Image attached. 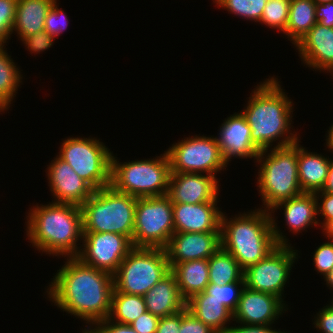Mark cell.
Segmentation results:
<instances>
[{
	"label": "cell",
	"instance_id": "6da1fadb",
	"mask_svg": "<svg viewBox=\"0 0 333 333\" xmlns=\"http://www.w3.org/2000/svg\"><path fill=\"white\" fill-rule=\"evenodd\" d=\"M65 260L46 289L50 301L90 326L107 319L114 290L113 275L84 264L77 257Z\"/></svg>",
	"mask_w": 333,
	"mask_h": 333
},
{
	"label": "cell",
	"instance_id": "7a4b0ae2",
	"mask_svg": "<svg viewBox=\"0 0 333 333\" xmlns=\"http://www.w3.org/2000/svg\"><path fill=\"white\" fill-rule=\"evenodd\" d=\"M279 83L275 76H269L254 86L246 107L241 110L251 128L252 142L260 151L300 141L298 132L291 130L294 104Z\"/></svg>",
	"mask_w": 333,
	"mask_h": 333
},
{
	"label": "cell",
	"instance_id": "3957f363",
	"mask_svg": "<svg viewBox=\"0 0 333 333\" xmlns=\"http://www.w3.org/2000/svg\"><path fill=\"white\" fill-rule=\"evenodd\" d=\"M226 215L222 212L221 247L236 259L243 270L262 260L278 245L290 244L278 229L275 215H270L268 210L244 211L233 218Z\"/></svg>",
	"mask_w": 333,
	"mask_h": 333
},
{
	"label": "cell",
	"instance_id": "277c9868",
	"mask_svg": "<svg viewBox=\"0 0 333 333\" xmlns=\"http://www.w3.org/2000/svg\"><path fill=\"white\" fill-rule=\"evenodd\" d=\"M32 207L25 222L32 247L49 256L77 257L83 239L81 207L55 202Z\"/></svg>",
	"mask_w": 333,
	"mask_h": 333
},
{
	"label": "cell",
	"instance_id": "5b68a950",
	"mask_svg": "<svg viewBox=\"0 0 333 333\" xmlns=\"http://www.w3.org/2000/svg\"><path fill=\"white\" fill-rule=\"evenodd\" d=\"M298 142L284 147H273L260 151L256 163L257 186L263 203L262 208L270 211L277 203L303 193L298 177Z\"/></svg>",
	"mask_w": 333,
	"mask_h": 333
},
{
	"label": "cell",
	"instance_id": "8992f818",
	"mask_svg": "<svg viewBox=\"0 0 333 333\" xmlns=\"http://www.w3.org/2000/svg\"><path fill=\"white\" fill-rule=\"evenodd\" d=\"M136 201L111 185L95 190L81 206L83 232L122 234L132 241Z\"/></svg>",
	"mask_w": 333,
	"mask_h": 333
},
{
	"label": "cell",
	"instance_id": "52a82bcc",
	"mask_svg": "<svg viewBox=\"0 0 333 333\" xmlns=\"http://www.w3.org/2000/svg\"><path fill=\"white\" fill-rule=\"evenodd\" d=\"M171 167L166 151L155 159L120 162L111 155L110 185L117 191L144 198L168 193Z\"/></svg>",
	"mask_w": 333,
	"mask_h": 333
},
{
	"label": "cell",
	"instance_id": "ba28073f",
	"mask_svg": "<svg viewBox=\"0 0 333 333\" xmlns=\"http://www.w3.org/2000/svg\"><path fill=\"white\" fill-rule=\"evenodd\" d=\"M169 272L165 249L134 247L113 275L114 290L144 296Z\"/></svg>",
	"mask_w": 333,
	"mask_h": 333
},
{
	"label": "cell",
	"instance_id": "9c48e42d",
	"mask_svg": "<svg viewBox=\"0 0 333 333\" xmlns=\"http://www.w3.org/2000/svg\"><path fill=\"white\" fill-rule=\"evenodd\" d=\"M58 156L95 190L110 185V149L96 137H68L61 143Z\"/></svg>",
	"mask_w": 333,
	"mask_h": 333
},
{
	"label": "cell",
	"instance_id": "30bf717a",
	"mask_svg": "<svg viewBox=\"0 0 333 333\" xmlns=\"http://www.w3.org/2000/svg\"><path fill=\"white\" fill-rule=\"evenodd\" d=\"M173 233V203L167 194L137 198L133 247L164 249Z\"/></svg>",
	"mask_w": 333,
	"mask_h": 333
},
{
	"label": "cell",
	"instance_id": "8fae6325",
	"mask_svg": "<svg viewBox=\"0 0 333 333\" xmlns=\"http://www.w3.org/2000/svg\"><path fill=\"white\" fill-rule=\"evenodd\" d=\"M171 173H206L216 177L226 169L216 136L191 135L166 150Z\"/></svg>",
	"mask_w": 333,
	"mask_h": 333
},
{
	"label": "cell",
	"instance_id": "7c38bea8",
	"mask_svg": "<svg viewBox=\"0 0 333 333\" xmlns=\"http://www.w3.org/2000/svg\"><path fill=\"white\" fill-rule=\"evenodd\" d=\"M290 245H278L262 260L244 270V285L251 290L273 294L284 301V287L300 257ZM283 295V296H282Z\"/></svg>",
	"mask_w": 333,
	"mask_h": 333
},
{
	"label": "cell",
	"instance_id": "4fadbf2b",
	"mask_svg": "<svg viewBox=\"0 0 333 333\" xmlns=\"http://www.w3.org/2000/svg\"><path fill=\"white\" fill-rule=\"evenodd\" d=\"M133 248L132 241L122 234L83 232L77 258L84 264L114 275Z\"/></svg>",
	"mask_w": 333,
	"mask_h": 333
},
{
	"label": "cell",
	"instance_id": "5bb4252c",
	"mask_svg": "<svg viewBox=\"0 0 333 333\" xmlns=\"http://www.w3.org/2000/svg\"><path fill=\"white\" fill-rule=\"evenodd\" d=\"M287 305L273 294L244 286L237 308L233 312V321L243 325L273 326L279 316L289 309Z\"/></svg>",
	"mask_w": 333,
	"mask_h": 333
},
{
	"label": "cell",
	"instance_id": "9a60e30c",
	"mask_svg": "<svg viewBox=\"0 0 333 333\" xmlns=\"http://www.w3.org/2000/svg\"><path fill=\"white\" fill-rule=\"evenodd\" d=\"M47 165L48 183L55 203L73 204L82 206L95 189L79 177L72 167L58 155Z\"/></svg>",
	"mask_w": 333,
	"mask_h": 333
},
{
	"label": "cell",
	"instance_id": "2e32d148",
	"mask_svg": "<svg viewBox=\"0 0 333 333\" xmlns=\"http://www.w3.org/2000/svg\"><path fill=\"white\" fill-rule=\"evenodd\" d=\"M221 247V232H174L164 248L170 269L177 263L209 259Z\"/></svg>",
	"mask_w": 333,
	"mask_h": 333
},
{
	"label": "cell",
	"instance_id": "e0dca14e",
	"mask_svg": "<svg viewBox=\"0 0 333 333\" xmlns=\"http://www.w3.org/2000/svg\"><path fill=\"white\" fill-rule=\"evenodd\" d=\"M218 178L202 173H171L168 193L173 204L219 202Z\"/></svg>",
	"mask_w": 333,
	"mask_h": 333
},
{
	"label": "cell",
	"instance_id": "ac0fdd59",
	"mask_svg": "<svg viewBox=\"0 0 333 333\" xmlns=\"http://www.w3.org/2000/svg\"><path fill=\"white\" fill-rule=\"evenodd\" d=\"M217 135L216 139L227 165L232 157L257 159L260 150L252 142L251 128L241 111L223 120Z\"/></svg>",
	"mask_w": 333,
	"mask_h": 333
},
{
	"label": "cell",
	"instance_id": "d6986e66",
	"mask_svg": "<svg viewBox=\"0 0 333 333\" xmlns=\"http://www.w3.org/2000/svg\"><path fill=\"white\" fill-rule=\"evenodd\" d=\"M295 48L307 67L333 74V28L317 22Z\"/></svg>",
	"mask_w": 333,
	"mask_h": 333
},
{
	"label": "cell",
	"instance_id": "ffe728a7",
	"mask_svg": "<svg viewBox=\"0 0 333 333\" xmlns=\"http://www.w3.org/2000/svg\"><path fill=\"white\" fill-rule=\"evenodd\" d=\"M217 204H173L174 232H221L222 211Z\"/></svg>",
	"mask_w": 333,
	"mask_h": 333
},
{
	"label": "cell",
	"instance_id": "44dd1931",
	"mask_svg": "<svg viewBox=\"0 0 333 333\" xmlns=\"http://www.w3.org/2000/svg\"><path fill=\"white\" fill-rule=\"evenodd\" d=\"M284 210V220L291 233L298 234L306 228L319 226L317 200L315 193H302L296 197L277 203L269 211L274 215L275 210ZM284 208V209H283ZM312 225V226H311Z\"/></svg>",
	"mask_w": 333,
	"mask_h": 333
},
{
	"label": "cell",
	"instance_id": "7402d4cb",
	"mask_svg": "<svg viewBox=\"0 0 333 333\" xmlns=\"http://www.w3.org/2000/svg\"><path fill=\"white\" fill-rule=\"evenodd\" d=\"M146 310L160 317L175 314L186 307L175 275L170 271L144 295Z\"/></svg>",
	"mask_w": 333,
	"mask_h": 333
},
{
	"label": "cell",
	"instance_id": "603a6c76",
	"mask_svg": "<svg viewBox=\"0 0 333 333\" xmlns=\"http://www.w3.org/2000/svg\"><path fill=\"white\" fill-rule=\"evenodd\" d=\"M298 141V177L303 193L321 191L325 184L331 159L324 155L309 152Z\"/></svg>",
	"mask_w": 333,
	"mask_h": 333
},
{
	"label": "cell",
	"instance_id": "cb8c5ba5",
	"mask_svg": "<svg viewBox=\"0 0 333 333\" xmlns=\"http://www.w3.org/2000/svg\"><path fill=\"white\" fill-rule=\"evenodd\" d=\"M186 307L216 333H225L231 324L230 321H233V312L205 291L197 293L187 300Z\"/></svg>",
	"mask_w": 333,
	"mask_h": 333
},
{
	"label": "cell",
	"instance_id": "d4e9b609",
	"mask_svg": "<svg viewBox=\"0 0 333 333\" xmlns=\"http://www.w3.org/2000/svg\"><path fill=\"white\" fill-rule=\"evenodd\" d=\"M56 0H17L16 18L12 29L20 40L44 31L45 18Z\"/></svg>",
	"mask_w": 333,
	"mask_h": 333
},
{
	"label": "cell",
	"instance_id": "484cf974",
	"mask_svg": "<svg viewBox=\"0 0 333 333\" xmlns=\"http://www.w3.org/2000/svg\"><path fill=\"white\" fill-rule=\"evenodd\" d=\"M170 271L175 275L180 293L186 301L205 291L209 285L208 259L177 263Z\"/></svg>",
	"mask_w": 333,
	"mask_h": 333
},
{
	"label": "cell",
	"instance_id": "4316f807",
	"mask_svg": "<svg viewBox=\"0 0 333 333\" xmlns=\"http://www.w3.org/2000/svg\"><path fill=\"white\" fill-rule=\"evenodd\" d=\"M315 8L316 3L313 0H290L288 21L283 33L294 46L317 23Z\"/></svg>",
	"mask_w": 333,
	"mask_h": 333
},
{
	"label": "cell",
	"instance_id": "83f0119b",
	"mask_svg": "<svg viewBox=\"0 0 333 333\" xmlns=\"http://www.w3.org/2000/svg\"><path fill=\"white\" fill-rule=\"evenodd\" d=\"M5 47L0 45V112L8 111L23 79L21 70Z\"/></svg>",
	"mask_w": 333,
	"mask_h": 333
},
{
	"label": "cell",
	"instance_id": "f1b7e54d",
	"mask_svg": "<svg viewBox=\"0 0 333 333\" xmlns=\"http://www.w3.org/2000/svg\"><path fill=\"white\" fill-rule=\"evenodd\" d=\"M209 284L244 282V270L236 259L220 247L209 259Z\"/></svg>",
	"mask_w": 333,
	"mask_h": 333
},
{
	"label": "cell",
	"instance_id": "f546056e",
	"mask_svg": "<svg viewBox=\"0 0 333 333\" xmlns=\"http://www.w3.org/2000/svg\"><path fill=\"white\" fill-rule=\"evenodd\" d=\"M146 310L144 296L121 293L113 290L111 310L108 319L122 324H130Z\"/></svg>",
	"mask_w": 333,
	"mask_h": 333
},
{
	"label": "cell",
	"instance_id": "4dcf8cb0",
	"mask_svg": "<svg viewBox=\"0 0 333 333\" xmlns=\"http://www.w3.org/2000/svg\"><path fill=\"white\" fill-rule=\"evenodd\" d=\"M213 3L234 16L253 22H260L267 4L265 0H213Z\"/></svg>",
	"mask_w": 333,
	"mask_h": 333
},
{
	"label": "cell",
	"instance_id": "1f68e13d",
	"mask_svg": "<svg viewBox=\"0 0 333 333\" xmlns=\"http://www.w3.org/2000/svg\"><path fill=\"white\" fill-rule=\"evenodd\" d=\"M290 11V0H272L264 7L260 23L277 29L280 32L286 30L288 15Z\"/></svg>",
	"mask_w": 333,
	"mask_h": 333
},
{
	"label": "cell",
	"instance_id": "d6a6232c",
	"mask_svg": "<svg viewBox=\"0 0 333 333\" xmlns=\"http://www.w3.org/2000/svg\"><path fill=\"white\" fill-rule=\"evenodd\" d=\"M244 282H233L230 284H209L205 292L214 296L220 303L234 312L237 308L240 294L244 288Z\"/></svg>",
	"mask_w": 333,
	"mask_h": 333
},
{
	"label": "cell",
	"instance_id": "836d02e7",
	"mask_svg": "<svg viewBox=\"0 0 333 333\" xmlns=\"http://www.w3.org/2000/svg\"><path fill=\"white\" fill-rule=\"evenodd\" d=\"M324 235L329 240L316 247L312 256L315 270L323 275V279L333 268V233H324Z\"/></svg>",
	"mask_w": 333,
	"mask_h": 333
},
{
	"label": "cell",
	"instance_id": "e575fe53",
	"mask_svg": "<svg viewBox=\"0 0 333 333\" xmlns=\"http://www.w3.org/2000/svg\"><path fill=\"white\" fill-rule=\"evenodd\" d=\"M17 0H0V45L8 43L16 18Z\"/></svg>",
	"mask_w": 333,
	"mask_h": 333
},
{
	"label": "cell",
	"instance_id": "d590c367",
	"mask_svg": "<svg viewBox=\"0 0 333 333\" xmlns=\"http://www.w3.org/2000/svg\"><path fill=\"white\" fill-rule=\"evenodd\" d=\"M68 21L66 13L59 8L56 0L46 15L44 30L56 39L67 29Z\"/></svg>",
	"mask_w": 333,
	"mask_h": 333
},
{
	"label": "cell",
	"instance_id": "8d00e7d4",
	"mask_svg": "<svg viewBox=\"0 0 333 333\" xmlns=\"http://www.w3.org/2000/svg\"><path fill=\"white\" fill-rule=\"evenodd\" d=\"M315 197L317 200L318 215L322 216L321 219H323V221L319 220L322 232L333 233V194L315 193Z\"/></svg>",
	"mask_w": 333,
	"mask_h": 333
},
{
	"label": "cell",
	"instance_id": "74e56055",
	"mask_svg": "<svg viewBox=\"0 0 333 333\" xmlns=\"http://www.w3.org/2000/svg\"><path fill=\"white\" fill-rule=\"evenodd\" d=\"M54 40L56 39L44 30L42 32L24 37L20 41L23 42L26 49H28L31 54H39L51 48Z\"/></svg>",
	"mask_w": 333,
	"mask_h": 333
},
{
	"label": "cell",
	"instance_id": "f35d334b",
	"mask_svg": "<svg viewBox=\"0 0 333 333\" xmlns=\"http://www.w3.org/2000/svg\"><path fill=\"white\" fill-rule=\"evenodd\" d=\"M179 333H216L208 325L200 321L185 307L181 310V326Z\"/></svg>",
	"mask_w": 333,
	"mask_h": 333
},
{
	"label": "cell",
	"instance_id": "ab89813d",
	"mask_svg": "<svg viewBox=\"0 0 333 333\" xmlns=\"http://www.w3.org/2000/svg\"><path fill=\"white\" fill-rule=\"evenodd\" d=\"M85 327H87L83 329L85 333H138L130 325L113 322L108 318Z\"/></svg>",
	"mask_w": 333,
	"mask_h": 333
},
{
	"label": "cell",
	"instance_id": "60d3db41",
	"mask_svg": "<svg viewBox=\"0 0 333 333\" xmlns=\"http://www.w3.org/2000/svg\"><path fill=\"white\" fill-rule=\"evenodd\" d=\"M159 320L160 318L158 316L152 315L149 311H145L129 325L138 333H155Z\"/></svg>",
	"mask_w": 333,
	"mask_h": 333
},
{
	"label": "cell",
	"instance_id": "b9f144b4",
	"mask_svg": "<svg viewBox=\"0 0 333 333\" xmlns=\"http://www.w3.org/2000/svg\"><path fill=\"white\" fill-rule=\"evenodd\" d=\"M315 316L313 325L316 330H320L321 333H333V309L328 304Z\"/></svg>",
	"mask_w": 333,
	"mask_h": 333
},
{
	"label": "cell",
	"instance_id": "7bdbcfd3",
	"mask_svg": "<svg viewBox=\"0 0 333 333\" xmlns=\"http://www.w3.org/2000/svg\"><path fill=\"white\" fill-rule=\"evenodd\" d=\"M273 329L271 325H243L229 326L225 333H290Z\"/></svg>",
	"mask_w": 333,
	"mask_h": 333
},
{
	"label": "cell",
	"instance_id": "ee69618b",
	"mask_svg": "<svg viewBox=\"0 0 333 333\" xmlns=\"http://www.w3.org/2000/svg\"><path fill=\"white\" fill-rule=\"evenodd\" d=\"M181 326V311L160 317L159 324L155 333H179Z\"/></svg>",
	"mask_w": 333,
	"mask_h": 333
},
{
	"label": "cell",
	"instance_id": "f6af8a7d",
	"mask_svg": "<svg viewBox=\"0 0 333 333\" xmlns=\"http://www.w3.org/2000/svg\"><path fill=\"white\" fill-rule=\"evenodd\" d=\"M315 19L321 25L333 28V2L316 3Z\"/></svg>",
	"mask_w": 333,
	"mask_h": 333
},
{
	"label": "cell",
	"instance_id": "bcb514c9",
	"mask_svg": "<svg viewBox=\"0 0 333 333\" xmlns=\"http://www.w3.org/2000/svg\"><path fill=\"white\" fill-rule=\"evenodd\" d=\"M316 193H331L333 194V160L331 159V163L328 169V175L325 181L324 186L321 191Z\"/></svg>",
	"mask_w": 333,
	"mask_h": 333
},
{
	"label": "cell",
	"instance_id": "7dc6e473",
	"mask_svg": "<svg viewBox=\"0 0 333 333\" xmlns=\"http://www.w3.org/2000/svg\"><path fill=\"white\" fill-rule=\"evenodd\" d=\"M327 131L328 135L326 134V139H325L327 145L326 148H328L329 151L333 153V123L331 124V127H329V130Z\"/></svg>",
	"mask_w": 333,
	"mask_h": 333
},
{
	"label": "cell",
	"instance_id": "c3c4849f",
	"mask_svg": "<svg viewBox=\"0 0 333 333\" xmlns=\"http://www.w3.org/2000/svg\"><path fill=\"white\" fill-rule=\"evenodd\" d=\"M324 278H325L324 280L326 282L327 287H329V289L333 290V268L326 276H324Z\"/></svg>",
	"mask_w": 333,
	"mask_h": 333
},
{
	"label": "cell",
	"instance_id": "681fc988",
	"mask_svg": "<svg viewBox=\"0 0 333 333\" xmlns=\"http://www.w3.org/2000/svg\"><path fill=\"white\" fill-rule=\"evenodd\" d=\"M315 3L333 2V0H313Z\"/></svg>",
	"mask_w": 333,
	"mask_h": 333
},
{
	"label": "cell",
	"instance_id": "f907efd6",
	"mask_svg": "<svg viewBox=\"0 0 333 333\" xmlns=\"http://www.w3.org/2000/svg\"><path fill=\"white\" fill-rule=\"evenodd\" d=\"M333 297V296H332ZM331 304V305H330ZM333 309V298L331 300V303L328 304Z\"/></svg>",
	"mask_w": 333,
	"mask_h": 333
}]
</instances>
